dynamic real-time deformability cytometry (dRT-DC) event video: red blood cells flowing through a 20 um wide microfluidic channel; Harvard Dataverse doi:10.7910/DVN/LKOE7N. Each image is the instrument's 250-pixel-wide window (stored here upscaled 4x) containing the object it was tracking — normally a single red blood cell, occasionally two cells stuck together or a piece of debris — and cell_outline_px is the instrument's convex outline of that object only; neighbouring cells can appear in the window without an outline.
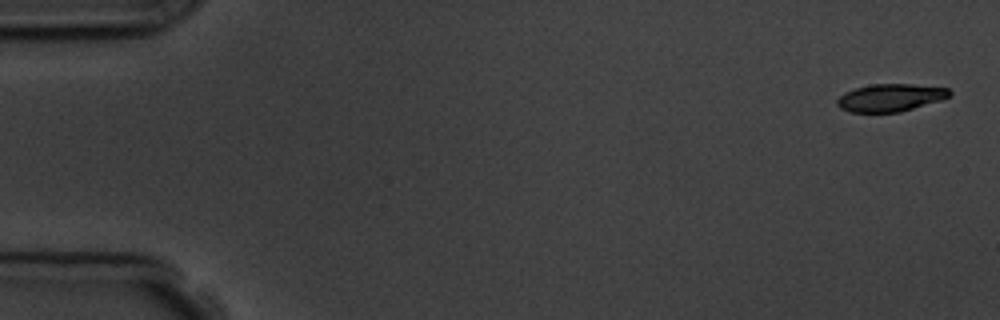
{"species": "common noctule bat (a hibernating species)", "species_latin": "Nyctalus noctula", "temperature_condition": "room temperature", "stored_images_in_passage": 6, "camera_frame_rate_fps": 3000, "um_per_image_px": 0.085, "animal": {"sex": "male", "body_mass_g": 19.5, "forearm_length_mm": 54.6}, "frame": {"image": 1, "passage_image": 1, "time_ms": 0.0, "image_size_px": [1000, 320], "cell_outline_px": [[952, 92], [948, 96], [940, 100], [900, 112], [848, 112], [840, 108], [836, 104], [836, 100], [844, 92], [856, 88], [872, 84], [912, 84], [948, 88]], "centroid_in_image_um": [75.64, 8.3], "position_along_channel_um": 9.4, "area_um2": 17.98}}
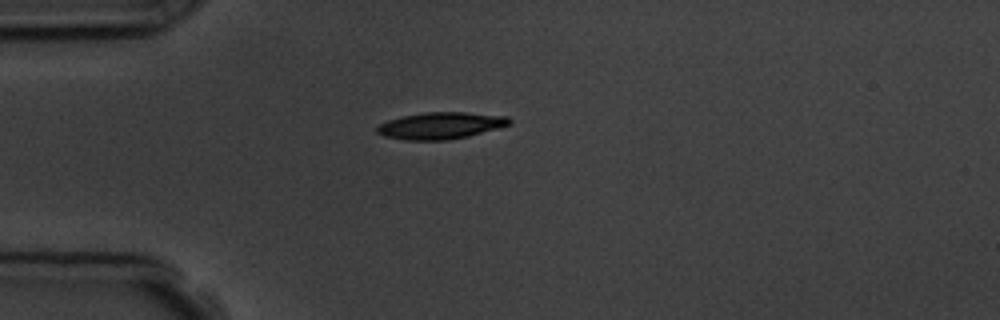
{"frame": {"image": 2, "passage_image": 4, "time_ms": 4.333, "image_size_px": [1000, 320], "cell_outline_px": [[512, 124], [468, 136], [448, 140], [408, 140], [384, 136], [376, 132], [376, 128], [380, 124], [388, 120], [404, 116], [424, 112], [464, 112], [508, 116], [512, 120]], "centroid_in_image_um": [37.48, 10.67], "position_along_channel_um": 47.5, "area_um2": 20.58}}